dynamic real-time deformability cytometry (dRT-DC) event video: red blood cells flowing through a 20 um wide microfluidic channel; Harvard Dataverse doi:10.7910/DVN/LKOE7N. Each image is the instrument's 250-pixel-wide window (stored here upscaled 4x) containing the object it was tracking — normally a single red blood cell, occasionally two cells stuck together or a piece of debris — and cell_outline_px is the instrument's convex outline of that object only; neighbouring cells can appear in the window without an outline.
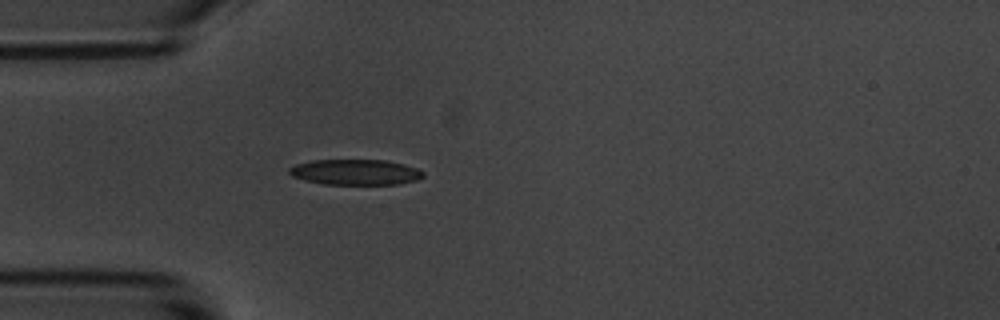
{"species": "common noctule bat (a hibernating species)", "species_latin": "Nyctalus noctula", "temperature_condition": "room temperature", "stored_images_in_passage": 39, "camera_frame_rate_fps": 3000, "um_per_image_px": 0.085, "animal": {"sex": "male", "body_mass_g": 20.1, "forearm_length_mm": 53.5}, "frame": {"image": 1, "passage_image": 1, "time_ms": 0.0, "image_size_px": [1000, 320], "cell_outline_px": [[424, 176], [416, 180], [400, 184], [324, 184], [304, 180], [292, 176], [288, 172], [288, 168], [296, 164], [312, 160], [388, 160], [404, 164], [416, 168], [424, 172]], "centroid_in_image_um": [30.21, 14.63], "position_along_channel_um": 54.8, "area_um2": 20.0}}
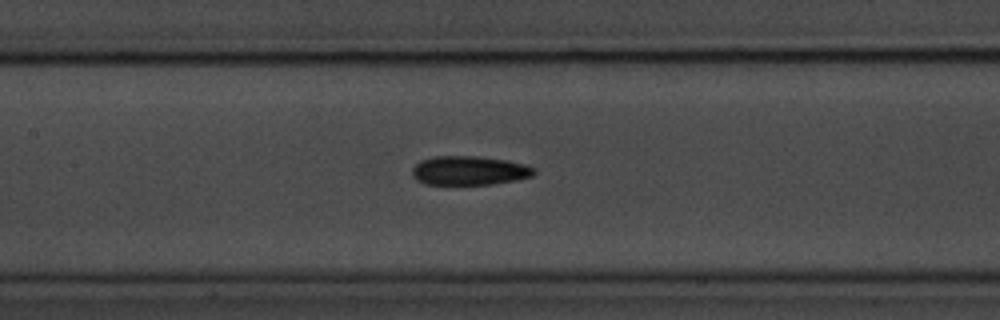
{"frame": {"image": 2, "passage_image": 11, "time_ms": 3.333, "image_size_px": [1000, 320], "cell_outline_px": [[536, 172], [532, 176], [516, 180], [492, 184], [424, 184], [416, 180], [412, 176], [412, 168], [420, 160], [436, 156], [476, 156], [508, 160], [524, 164], [536, 168]], "centroid_in_image_um": [39.89, 14.49], "position_along_channel_um": 167.5, "area_um2": 20.75}}
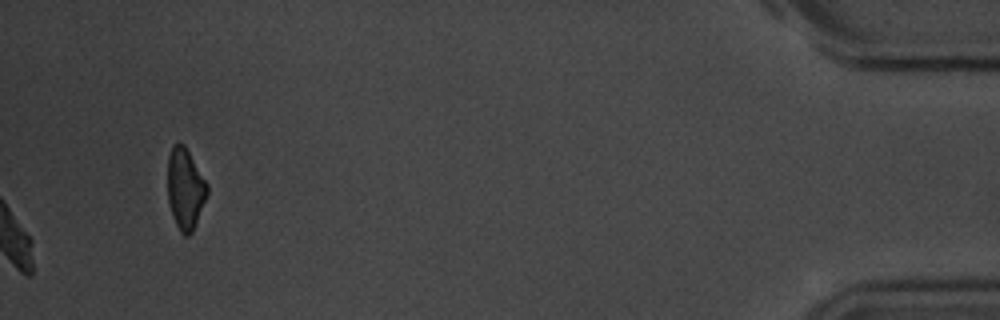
{"frame": {"image": 3, "passage_image": 39, "time_ms": 12.667, "image_size_px": [1000, 320], "cell_outline_px": [[208, 192], [192, 232], [188, 236], [184, 236], [180, 232], [176, 224], [168, 200], [168, 156], [172, 144], [184, 144], [208, 184]], "centroid_in_image_um": [15.74, 16.03], "position_along_channel_um": 419.5, "area_um2": 18.44}, "authors_computed_cell_mechanics": {"area_um2": 17.5134, "velocity_mm_per_s": 3.5245, "shape_relaxation_time_tau1_ms": 5.041, "shape_relaxation_time_tau2_ms": 3.3205, "deformation_change_tau1": 0.1781, "deformation_change_tau2": 0.1022}}